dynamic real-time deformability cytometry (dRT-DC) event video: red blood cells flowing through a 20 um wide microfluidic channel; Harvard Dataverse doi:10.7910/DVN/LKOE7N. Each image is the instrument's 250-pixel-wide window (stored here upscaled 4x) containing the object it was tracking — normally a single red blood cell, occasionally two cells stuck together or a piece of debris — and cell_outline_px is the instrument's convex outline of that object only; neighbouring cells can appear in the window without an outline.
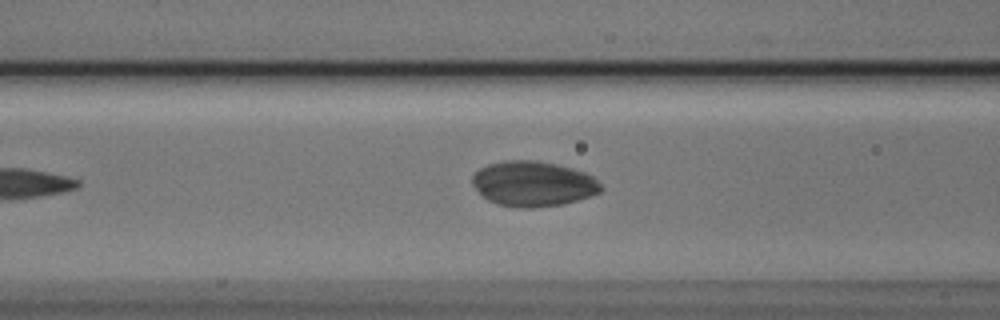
{"species": "Egyptian fruit bat (a non-hibernating species)", "species_latin": "Rousettus aegyptiacus", "temperature_condition": "cold", "stored_images_in_passage": 8, "segment_of_instrument_passage": [1, 2], "camera_frame_rate_fps": 3000, "um_per_image_px": 0.085, "animal": {"sex": "male"}, "frame": {"image": 1, "passage_image": 6, "time_ms": 1.667, "image_size_px": [1000, 320], "cell_outline_px": [[604, 188], [600, 192], [576, 200], [560, 204], [532, 208], [524, 208], [496, 204], [488, 200], [472, 184], [472, 172], [488, 164], [508, 160], [536, 160], [556, 164], [572, 168], [584, 172], [592, 176]], "centroid_in_image_um": [45.29, 15.61], "position_along_channel_um": 121.3, "area_um2": 33.7}}
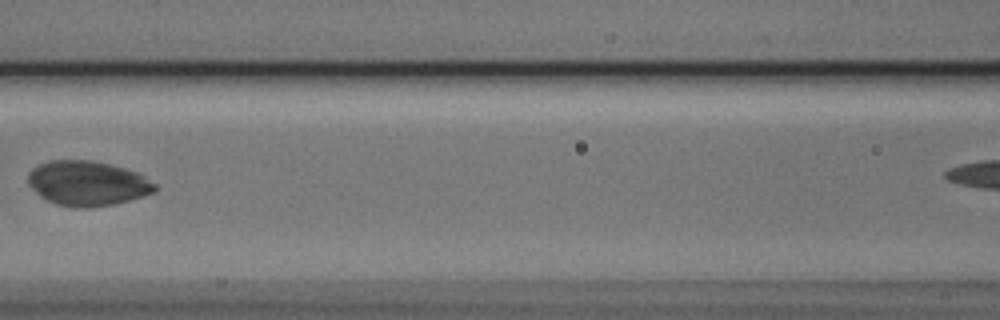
{"frame": {"image": 2, "passage_image": 7, "time_ms": 2.0, "image_size_px": [1000, 320], "cell_outline_px": [[156, 192], [144, 196], [112, 204], [84, 208], [72, 208], [56, 204], [40, 196], [28, 184], [28, 172], [36, 164], [48, 160], [92, 160], [124, 168], [136, 172], [144, 176], [156, 184]], "centroid_in_image_um": [7.41, 15.57], "position_along_channel_um": 159.2, "area_um2": 33.23}}